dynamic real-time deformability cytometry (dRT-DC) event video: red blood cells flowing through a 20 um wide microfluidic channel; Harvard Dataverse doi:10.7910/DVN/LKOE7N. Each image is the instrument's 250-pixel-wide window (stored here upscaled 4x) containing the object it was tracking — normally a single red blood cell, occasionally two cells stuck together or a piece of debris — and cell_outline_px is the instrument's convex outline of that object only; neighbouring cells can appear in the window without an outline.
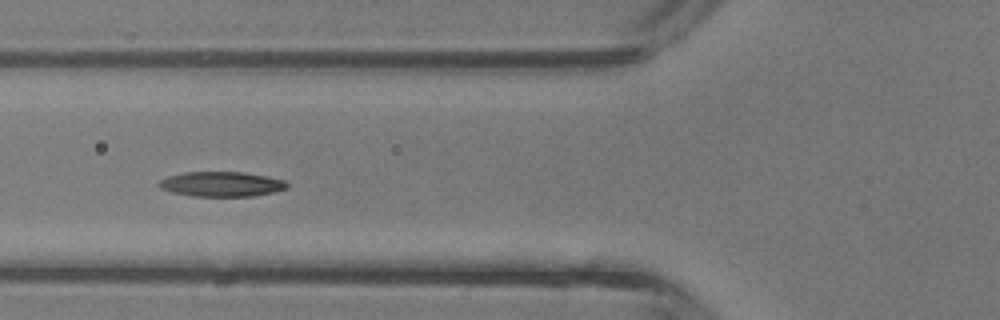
{"species": "common noctule bat (a hibernating species)", "species_latin": "Nyctalus noctula", "temperature_condition": "room temperature", "stored_images_in_passage": 4, "camera_frame_rate_fps": 3000, "um_per_image_px": 0.085, "animal": {"sex": "male", "body_mass_g": 13.3}, "frame": {"image": 1, "passage_image": 4, "time_ms": 1.0, "image_size_px": [1000, 320], "cell_outline_px": [[288, 188], [272, 192], [252, 196], [192, 196], [172, 192], [160, 188], [156, 184], [160, 180], [168, 176], [184, 172], [244, 172], [284, 180], [288, 184]], "centroid_in_image_um": [18.79, 15.65], "position_along_channel_um": 107.0, "area_um2": 18.5}}